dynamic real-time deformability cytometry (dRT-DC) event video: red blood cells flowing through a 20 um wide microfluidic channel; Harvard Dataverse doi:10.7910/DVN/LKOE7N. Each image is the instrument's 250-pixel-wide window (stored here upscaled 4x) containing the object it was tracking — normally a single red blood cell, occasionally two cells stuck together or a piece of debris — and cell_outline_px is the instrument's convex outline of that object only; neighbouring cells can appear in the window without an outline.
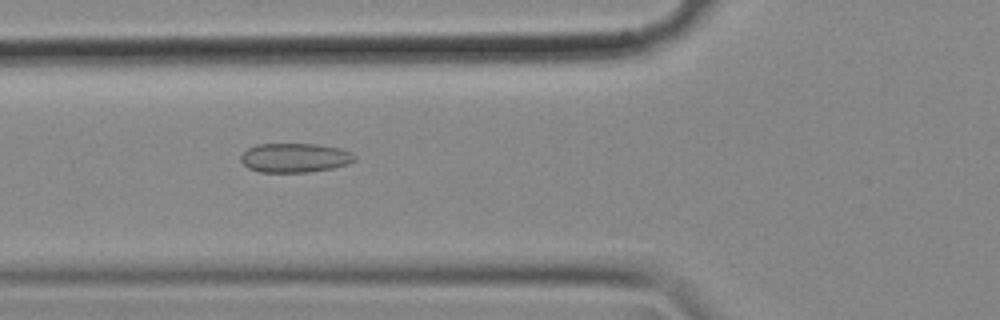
{"species": "common noctule bat (a hibernating species)", "species_latin": "Nyctalus noctula", "temperature_condition": "cold", "stored_images_in_passage": 56, "camera_frame_rate_fps": 3000, "um_per_image_px": 0.085, "animal": {"sex": "female", "body_mass_g": 18.4}, "frame": {"image": 1, "passage_image": 20, "time_ms": 6.333, "image_size_px": [1000, 320], "cell_outline_px": [[356, 160], [348, 164], [332, 168], [308, 172], [260, 172], [248, 168], [240, 160], [240, 156], [248, 148], [256, 144], [316, 144], [340, 148], [352, 152], [356, 156]], "centroid_in_image_um": [25.07, 13.41], "position_along_channel_um": 100.7, "area_um2": 19.48}}
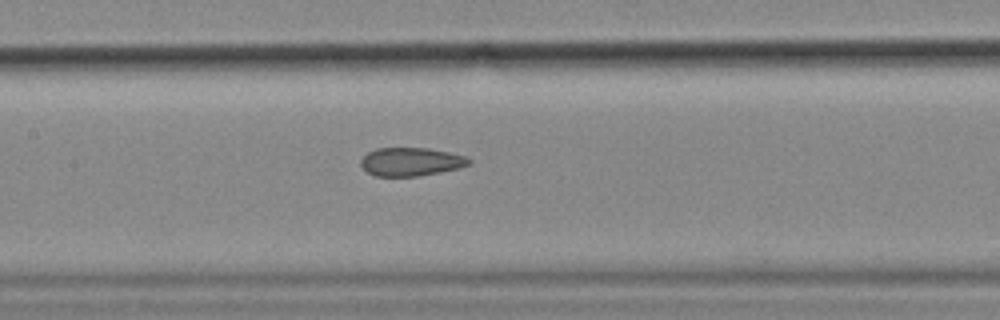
{"frame": {"image": 2, "passage_image": 26, "time_ms": 8.333, "image_size_px": [1000, 320], "cell_outline_px": [[472, 164], [460, 168], [420, 176], [376, 176], [368, 172], [360, 164], [360, 160], [368, 152], [376, 148], [428, 148], [448, 152], [464, 156], [472, 160]], "centroid_in_image_um": [34.95, 13.75], "position_along_channel_um": 172.4, "area_um2": 17.92}}
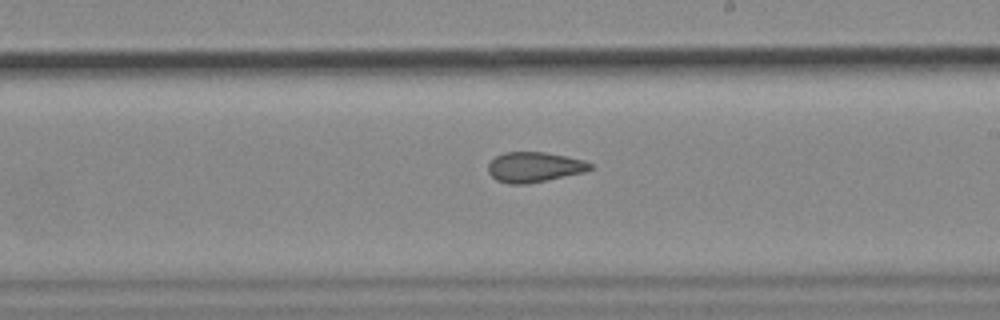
{"frame": {"image": 3, "passage_image": 32, "time_ms": 10.333, "image_size_px": [1000, 320], "cell_outline_px": [[592, 168], [584, 172], [528, 184], [508, 184], [496, 180], [488, 172], [488, 164], [496, 156], [504, 152], [544, 152], [584, 160], [592, 164]], "centroid_in_image_um": [45.39, 14.21], "position_along_channel_um": 243.6, "area_um2": 17.86}, "authors_computed_cell_mechanics": {"area_um2": 19.5653, "velocity_mm_per_s": 3.5687, "shape_relaxation_time_tau1_ms": null, "shape_relaxation_time_tau2_ms": 1.8817, "deformation_change_tau1": null, "deformation_change_tau2": 0.0748}}